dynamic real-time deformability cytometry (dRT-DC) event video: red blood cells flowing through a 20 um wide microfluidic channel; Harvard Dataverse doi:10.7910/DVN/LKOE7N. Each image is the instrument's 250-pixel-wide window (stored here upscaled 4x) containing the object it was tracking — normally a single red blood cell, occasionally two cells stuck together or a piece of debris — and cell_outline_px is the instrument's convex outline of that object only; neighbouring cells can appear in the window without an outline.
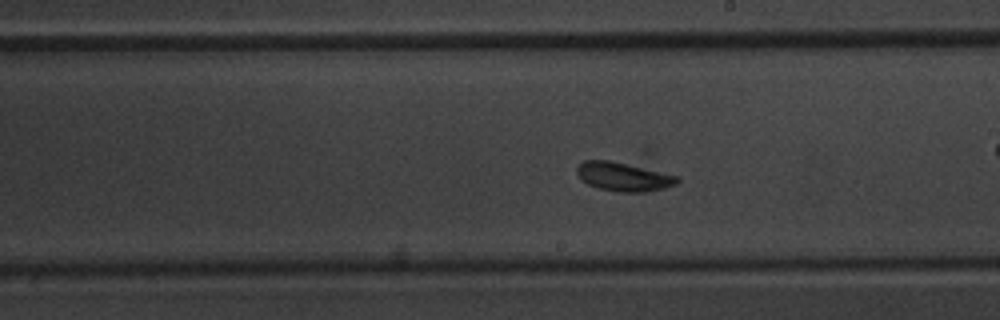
{"species": "common noctule bat (a hibernating species)", "species_latin": "Nyctalus noctula", "temperature_condition": "warm", "stored_images_in_passage": 35, "camera_frame_rate_fps": 3000, "um_per_image_px": 0.085, "animal": {"sex": "male", "body_mass_g": 20.1, "forearm_length_mm": 53.5}, "frame": {"image": 1, "passage_image": 11, "time_ms": 3.333, "image_size_px": [1000, 320], "cell_outline_px": [[680, 180], [676, 184], [664, 188], [648, 192], [616, 192], [600, 188], [588, 184], [576, 172], [576, 168], [584, 160], [608, 160], [680, 176]], "centroid_in_image_um": [53.03, 15.03], "position_along_channel_um": 236.0, "area_um2": 16.65}, "authors_computed_cell_mechanics": {"area_um2": 16.6464, "velocity_mm_per_s": 3.6976, "shape_relaxation_time_tau1_ms": 1.5804, "shape_relaxation_time_tau2_ms": 2.2483, "deformation_change_tau1": 0.1276, "deformation_change_tau2": 0.0843}}